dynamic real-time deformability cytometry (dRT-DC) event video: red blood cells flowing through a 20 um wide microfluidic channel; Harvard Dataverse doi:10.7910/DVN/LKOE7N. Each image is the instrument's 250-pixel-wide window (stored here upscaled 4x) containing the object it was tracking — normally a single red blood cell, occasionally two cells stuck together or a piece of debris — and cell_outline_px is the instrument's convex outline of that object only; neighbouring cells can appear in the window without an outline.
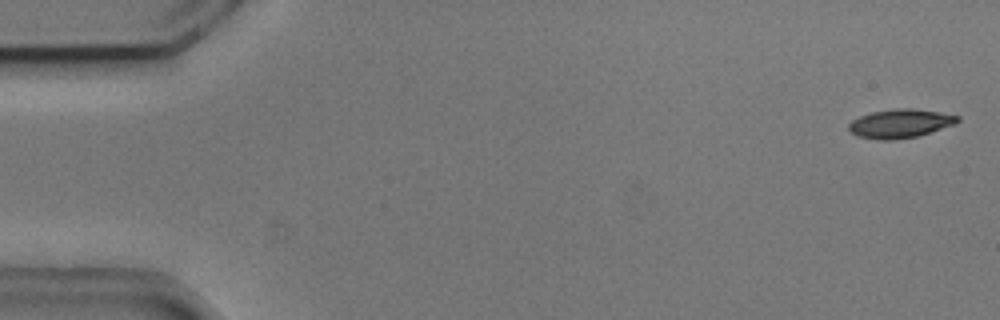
{"species": "common noctule bat (a hibernating species)", "species_latin": "Nyctalus noctula", "temperature_condition": "cold", "stored_images_in_passage": 5, "camera_frame_rate_fps": 3000, "um_per_image_px": 0.085, "animal": {"sex": "male", "body_mass_g": 20.5, "forearm_length_mm": 52.5}, "frame": {"image": 1, "passage_image": 1, "time_ms": 0.0, "image_size_px": [1000, 320], "cell_outline_px": [[960, 120], [956, 124], [916, 136], [892, 140], [880, 140], [860, 136], [852, 132], [848, 128], [848, 124], [852, 120], [860, 116], [872, 112], [896, 108], [912, 108], [940, 112], [960, 116]], "centroid_in_image_um": [76.54, 10.48], "position_along_channel_um": 8.5, "area_um2": 18.09}}
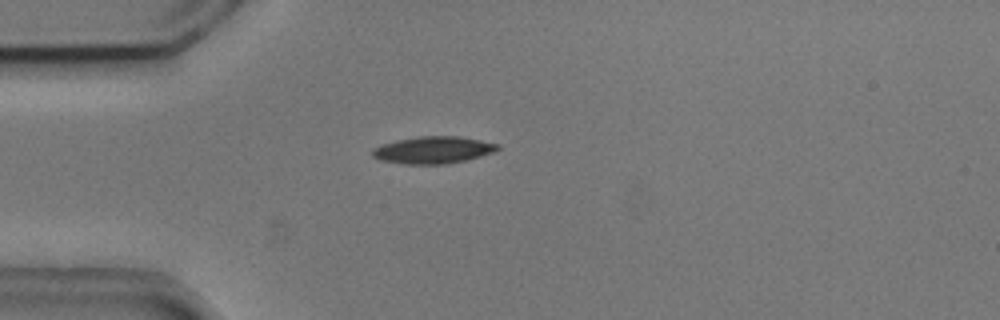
{"frame": {"image": 2, "passage_image": 4, "time_ms": 1.0, "image_size_px": [1000, 320], "cell_outline_px": [[500, 148], [492, 152], [480, 156], [464, 160], [444, 164], [404, 164], [380, 160], [372, 156], [372, 148], [396, 140], [420, 136], [456, 136], [480, 140], [500, 144]], "centroid_in_image_um": [36.8, 12.75], "position_along_channel_um": 48.2, "area_um2": 19.59}}